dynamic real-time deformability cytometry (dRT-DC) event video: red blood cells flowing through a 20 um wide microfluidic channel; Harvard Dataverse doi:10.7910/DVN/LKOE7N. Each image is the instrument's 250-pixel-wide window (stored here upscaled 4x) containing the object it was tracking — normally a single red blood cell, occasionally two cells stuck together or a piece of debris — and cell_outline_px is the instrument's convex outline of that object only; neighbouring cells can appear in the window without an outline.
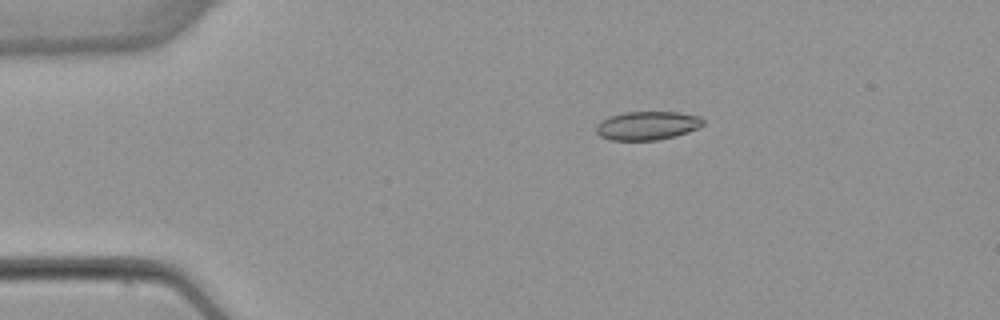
{"species": "common noctule bat (a hibernating species)", "species_latin": "Nyctalus noctula", "temperature_condition": "warm", "stored_images_in_passage": 6, "camera_frame_rate_fps": 3000, "um_per_image_px": 0.085, "animal": {"sex": "female", "body_mass_g": 22.7, "forearm_length_mm": 54.2}, "frame": {"image": 1, "passage_image": 3, "time_ms": 2.333, "image_size_px": [1000, 320], "cell_outline_px": [[704, 124], [700, 128], [676, 136], [656, 140], [612, 140], [600, 136], [596, 132], [596, 124], [600, 120], [608, 116], [624, 112], [676, 112], [700, 116], [704, 120]], "centroid_in_image_um": [55.02, 10.67], "position_along_channel_um": 30.0, "area_um2": 18.03}}
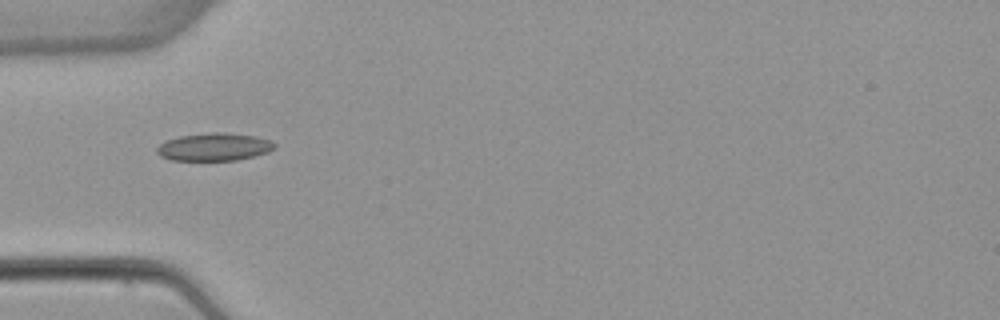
{"frame": {"image": 2, "passage_image": 5, "time_ms": 4.667, "image_size_px": [1000, 320], "cell_outline_px": [[276, 148], [268, 152], [236, 160], [172, 160], [160, 156], [156, 152], [156, 148], [160, 144], [168, 140], [180, 136], [208, 132], [224, 132], [256, 136], [272, 140], [276, 144]], "centroid_in_image_um": [18.23, 12.48], "position_along_channel_um": 66.8, "area_um2": 19.07}}
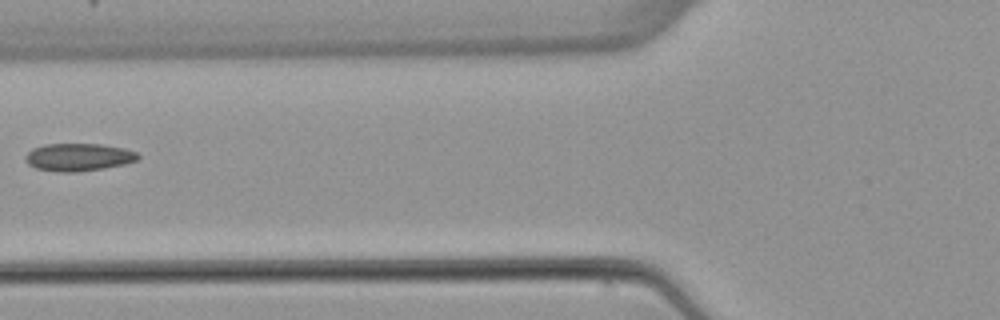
{"frame": {"image": 3, "passage_image": 6, "time_ms": 6.0, "image_size_px": [1000, 320], "cell_outline_px": [[140, 156], [136, 160], [124, 164], [104, 168], [76, 172], [60, 172], [36, 168], [28, 164], [24, 160], [24, 156], [32, 148], [44, 144], [100, 144], [124, 148], [136, 152]], "centroid_in_image_um": [6.63, 13.35], "position_along_channel_um": 119.2, "area_um2": 18.15}}